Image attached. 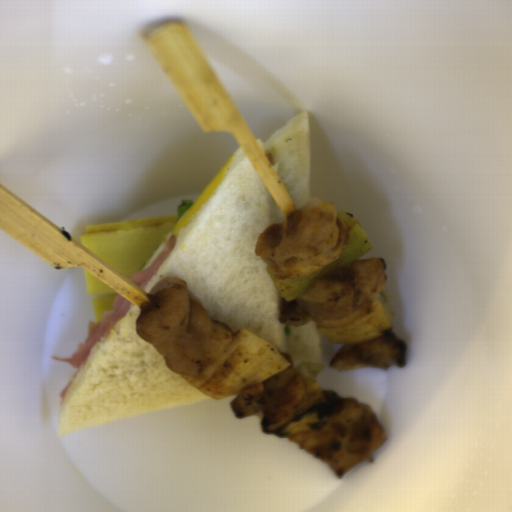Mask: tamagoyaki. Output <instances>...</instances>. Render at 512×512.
I'll return each mask as SVG.
<instances>
[{
  "label": "tamagoyaki",
  "mask_w": 512,
  "mask_h": 512,
  "mask_svg": "<svg viewBox=\"0 0 512 512\" xmlns=\"http://www.w3.org/2000/svg\"><path fill=\"white\" fill-rule=\"evenodd\" d=\"M177 222L178 214L87 225L81 245L130 279L146 268Z\"/></svg>",
  "instance_id": "tamagoyaki-1"
},
{
  "label": "tamagoyaki",
  "mask_w": 512,
  "mask_h": 512,
  "mask_svg": "<svg viewBox=\"0 0 512 512\" xmlns=\"http://www.w3.org/2000/svg\"><path fill=\"white\" fill-rule=\"evenodd\" d=\"M83 275L86 294L88 296H95L91 299V302L97 323L102 321L105 312L110 310L120 294L86 269L83 271Z\"/></svg>",
  "instance_id": "tamagoyaki-2"
}]
</instances>
